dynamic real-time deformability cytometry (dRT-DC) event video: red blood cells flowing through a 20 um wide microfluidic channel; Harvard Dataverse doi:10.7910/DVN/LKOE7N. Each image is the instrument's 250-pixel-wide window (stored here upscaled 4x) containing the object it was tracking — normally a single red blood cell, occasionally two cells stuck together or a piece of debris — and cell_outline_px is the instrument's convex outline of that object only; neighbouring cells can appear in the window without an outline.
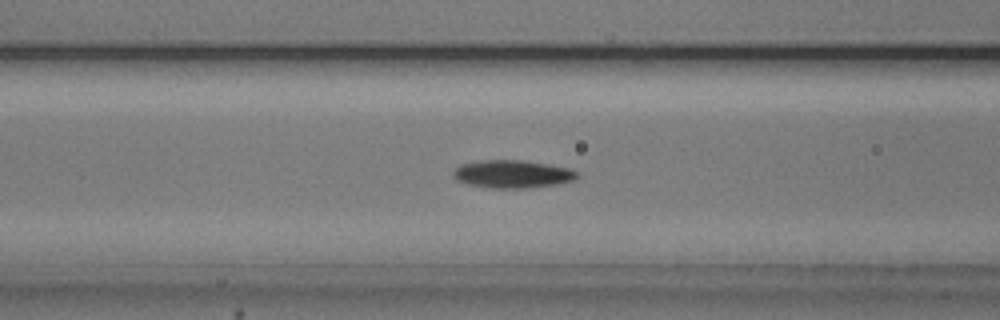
{"species": "common noctule bat (a hibernating species)", "species_latin": "Nyctalus noctula", "temperature_condition": "cold", "stored_images_in_passage": 43, "camera_frame_rate_fps": 3000, "um_per_image_px": 0.085, "animal": {"sex": "male", "body_mass_g": 20.5, "forearm_length_mm": 52.5}, "frame": {"image": 1, "passage_image": 17, "time_ms": 5.333, "image_size_px": [1000, 320], "cell_outline_px": [[580, 176], [572, 180], [556, 184], [532, 188], [492, 188], [468, 184], [456, 180], [452, 176], [452, 172], [460, 164], [484, 160], [520, 160], [548, 164], [568, 168], [580, 172]], "centroid_in_image_um": [43.56, 14.8], "position_along_channel_um": 123.0, "area_um2": 20.17}}
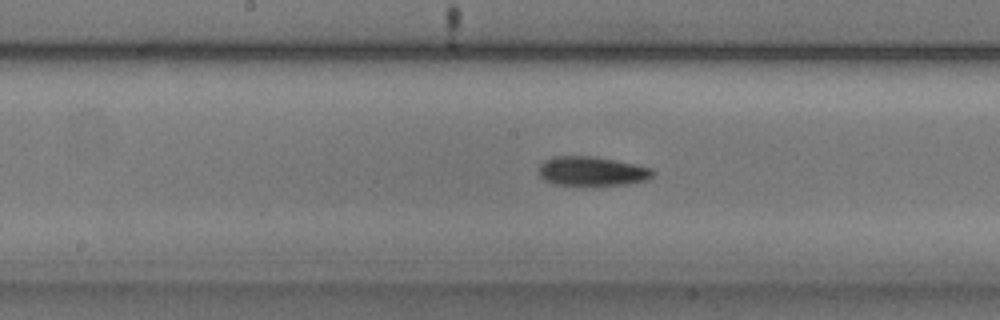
{"frame": {"image": 2, "passage_image": 23, "time_ms": 7.333, "image_size_px": [1000, 320], "cell_outline_px": [[656, 172], [648, 180], [628, 184], [592, 188], [552, 184], [544, 180], [540, 176], [540, 164], [544, 160], [552, 156], [592, 156], [636, 164], [652, 168]], "centroid_in_image_um": [50.33, 14.6], "position_along_channel_um": 197.9, "area_um2": 20.4}}
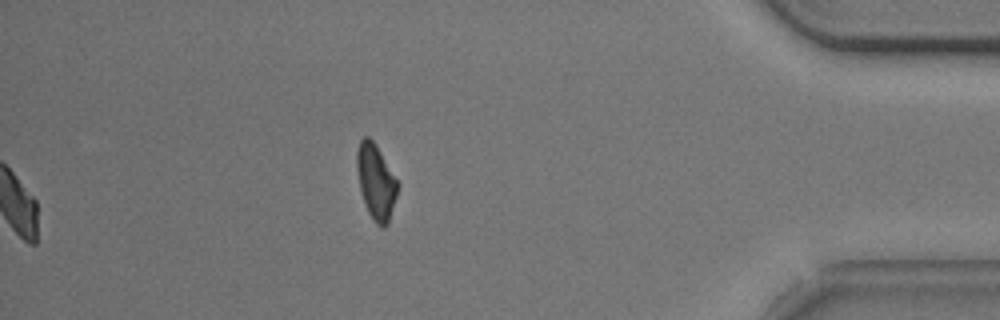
{"frame": {"image": 3, "passage_image": 43, "time_ms": 14.0, "image_size_px": [1000, 320], "cell_outline_px": [[400, 184], [388, 224], [384, 228], [380, 228], [372, 220], [364, 204], [360, 188], [356, 168], [356, 152], [360, 140], [364, 136], [368, 136], [376, 144]], "centroid_in_image_um": [31.96, 15.46], "position_along_channel_um": 403.2, "area_um2": 18.15}, "authors_computed_cell_mechanics": {"area_um2": 18.6694, "velocity_mm_per_s": 3.7241, "shape_relaxation_time_tau1_ms": 3.1046, "shape_relaxation_time_tau2_ms": null, "deformation_change_tau1": 0.1355, "deformation_change_tau2": null}}